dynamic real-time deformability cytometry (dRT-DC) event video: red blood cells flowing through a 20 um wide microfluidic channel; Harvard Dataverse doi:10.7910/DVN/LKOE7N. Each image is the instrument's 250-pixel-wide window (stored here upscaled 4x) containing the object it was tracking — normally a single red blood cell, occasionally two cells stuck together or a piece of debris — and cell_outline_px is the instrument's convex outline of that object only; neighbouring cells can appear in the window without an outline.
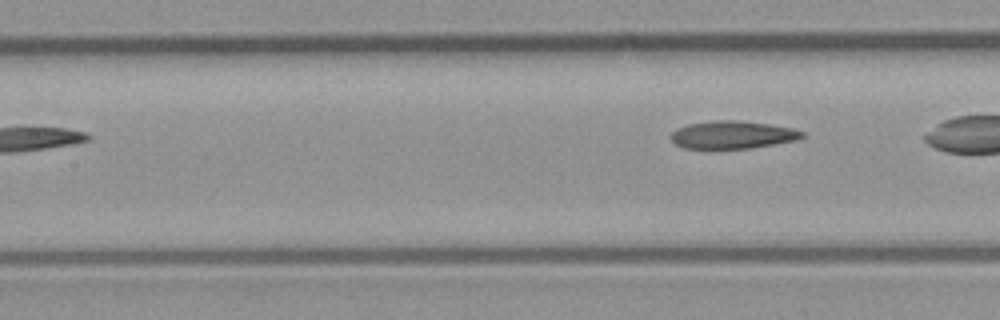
{"species": "common noctule bat (a hibernating species)", "species_latin": "Nyctalus noctula", "temperature_condition": "room temperature", "stored_images_in_passage": 5, "camera_frame_rate_fps": 3000, "um_per_image_px": 0.085, "animal": {"sex": "male", "body_mass_g": 23.1, "forearm_length_mm": 52.7}, "frame": {"image": 1, "passage_image": 5, "time_ms": 1.333, "image_size_px": [1000, 320], "cell_outline_px": [[804, 136], [796, 140], [748, 148], [684, 148], [676, 144], [672, 140], [672, 132], [676, 128], [688, 124], [716, 120], [736, 120], [768, 124], [792, 128], [804, 132]], "centroid_in_image_um": [62.25, 11.45], "position_along_channel_um": 145.2, "area_um2": 20.87}}